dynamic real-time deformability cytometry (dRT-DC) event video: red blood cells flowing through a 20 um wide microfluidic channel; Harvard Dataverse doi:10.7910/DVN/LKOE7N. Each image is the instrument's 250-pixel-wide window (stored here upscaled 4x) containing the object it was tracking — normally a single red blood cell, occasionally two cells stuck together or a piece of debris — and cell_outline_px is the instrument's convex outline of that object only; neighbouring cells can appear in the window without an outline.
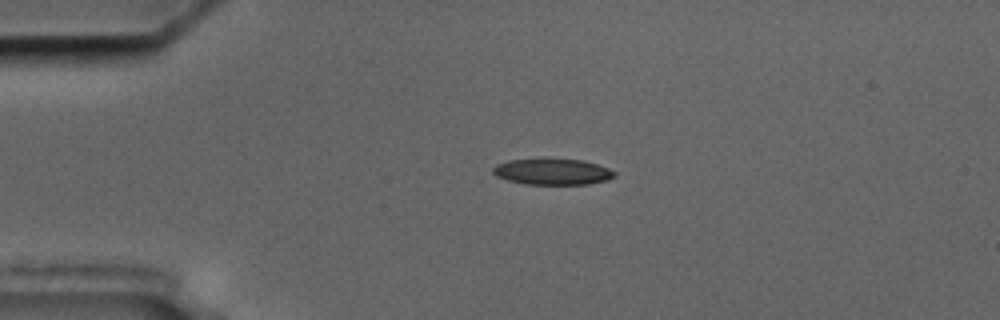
{"species": "common noctule bat (a hibernating species)", "species_latin": "Nyctalus noctula", "temperature_condition": "cold", "stored_images_in_passage": 10, "camera_frame_rate_fps": 3000, "um_per_image_px": 0.085, "animal": {"sex": "male", "body_mass_g": 17.5, "forearm_length_mm": 52.3}, "frame": {"image": 1, "passage_image": 6, "time_ms": 1.667, "image_size_px": [1000, 320], "cell_outline_px": [[616, 176], [608, 180], [588, 184], [524, 184], [488, 176], [492, 168], [496, 164], [508, 160], [540, 156], [544, 156], [584, 160], [608, 168], [616, 172]], "centroid_in_image_um": [46.85, 14.55], "position_along_channel_um": 38.2, "area_um2": 19.71}}